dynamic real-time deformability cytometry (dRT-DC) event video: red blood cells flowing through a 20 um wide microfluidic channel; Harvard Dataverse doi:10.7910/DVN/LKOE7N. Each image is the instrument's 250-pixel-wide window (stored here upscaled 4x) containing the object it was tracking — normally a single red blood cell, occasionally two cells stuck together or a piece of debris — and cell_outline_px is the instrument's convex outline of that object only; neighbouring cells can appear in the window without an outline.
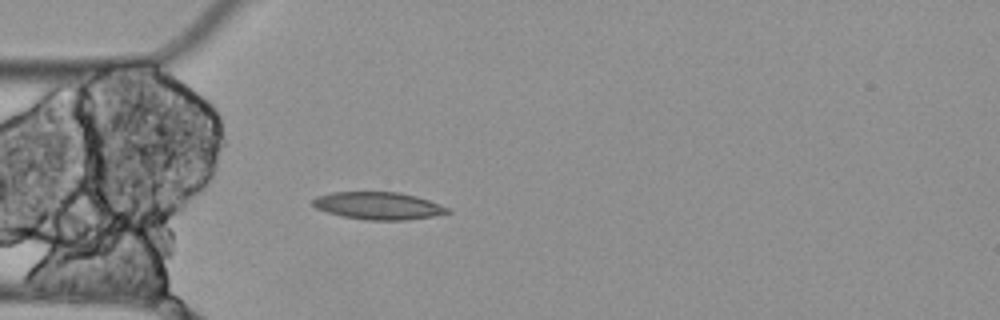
{"species": "Egyptian fruit bat (a non-hibernating species)", "species_latin": "Rousettus aegyptiacus", "temperature_condition": "cold", "stored_images_in_passage": 3, "camera_frame_rate_fps": 3000, "um_per_image_px": 0.085, "animal": {"sex": "female"}, "frame": {"image": 1, "passage_image": 3, "time_ms": 0.667, "image_size_px": [1000, 320], "cell_outline_px": [[452, 212], [432, 216], [408, 220], [364, 220], [340, 216], [316, 208], [312, 204], [312, 200], [316, 196], [332, 192], [400, 192], [416, 196], [440, 204], [448, 208]], "centroid_in_image_um": [32.14, 17.49], "position_along_channel_um": 52.9, "area_um2": 21.62}}